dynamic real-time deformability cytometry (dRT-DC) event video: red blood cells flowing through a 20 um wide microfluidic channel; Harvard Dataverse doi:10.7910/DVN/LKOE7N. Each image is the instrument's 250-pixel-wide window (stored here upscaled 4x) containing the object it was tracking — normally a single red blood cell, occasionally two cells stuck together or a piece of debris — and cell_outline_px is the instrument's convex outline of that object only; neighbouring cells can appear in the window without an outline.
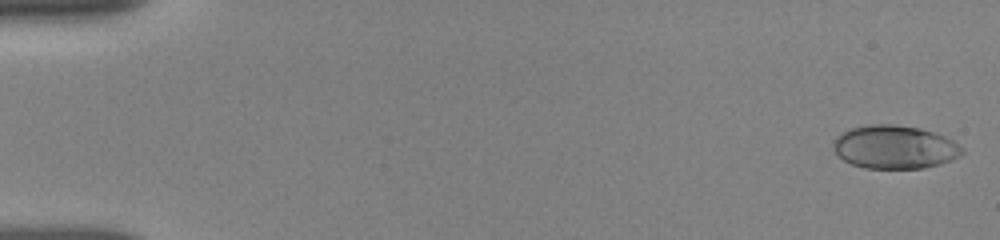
{"species": "human", "species_latin": "Homo sapiens", "temperature_condition": "room temperature", "stored_images_in_passage": 27, "camera_frame_rate_fps": 3000, "um_per_image_px": 0.085, "donor": {"sex": "female"}, "frame": {"image": 1, "passage_image": 1, "time_ms": 0.0, "image_size_px": [1000, 240], "cell_outline_px": [[964, 152], [960, 156], [952, 160], [940, 164], [924, 168], [864, 168], [852, 164], [844, 160], [832, 148], [832, 144], [844, 132], [852, 128], [868, 124], [896, 124], [920, 128], [936, 132], [952, 140], [964, 148]], "centroid_in_image_um": [76.09, 12.5], "position_along_channel_um": 8.9, "area_um2": 32.54}}
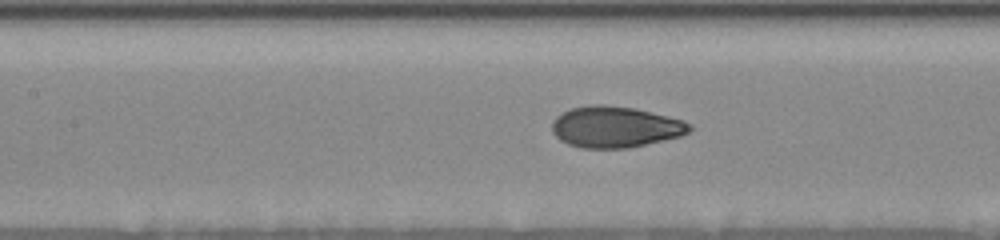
{"frame": {"image": 2, "passage_image": 16, "time_ms": 7.667, "image_size_px": [1000, 240], "cell_outline_px": [[692, 128], [688, 132], [680, 136], [628, 148], [580, 148], [568, 144], [560, 140], [552, 132], [552, 120], [556, 116], [572, 108], [592, 104], [604, 104], [632, 108], [684, 120], [692, 124]], "centroid_in_image_um": [52.27, 10.79], "position_along_channel_um": 155.1, "area_um2": 32.89}}
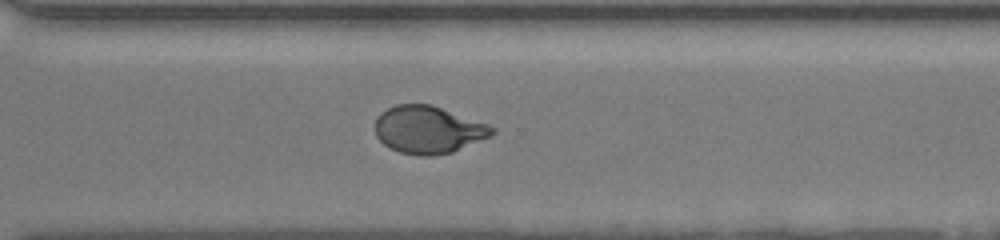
{"frame": {"image": 3, "passage_image": 27, "time_ms": 12.333, "image_size_px": [1000, 240], "cell_outline_px": [[496, 132], [492, 136], [452, 152], [432, 156], [416, 156], [400, 152], [384, 144], [376, 136], [376, 116], [380, 112], [396, 104], [432, 104], [488, 124], [496, 128]], "centroid_in_image_um": [36.42, 11.02], "position_along_channel_um": 334.2, "area_um2": 32.54}}